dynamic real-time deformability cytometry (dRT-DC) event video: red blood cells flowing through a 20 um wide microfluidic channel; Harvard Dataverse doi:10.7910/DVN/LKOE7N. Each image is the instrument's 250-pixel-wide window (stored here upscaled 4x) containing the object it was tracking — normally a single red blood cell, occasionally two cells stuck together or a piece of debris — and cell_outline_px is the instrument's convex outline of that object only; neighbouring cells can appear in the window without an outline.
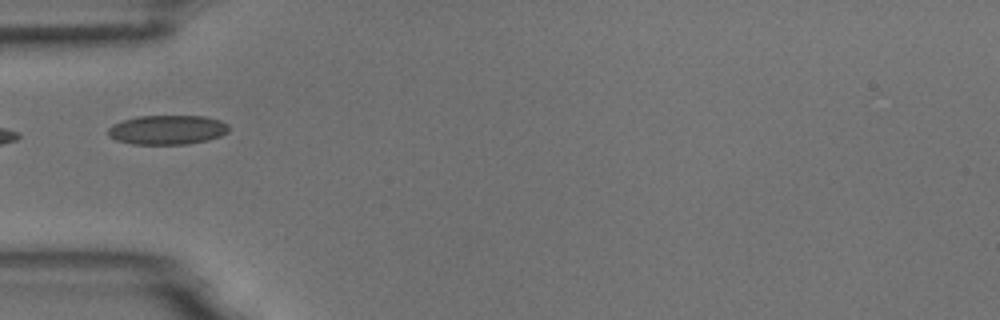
{"species": "common noctule bat (a hibernating species)", "species_latin": "Nyctalus noctula", "temperature_condition": "room temperature", "stored_images_in_passage": 10, "camera_frame_rate_fps": 3000, "um_per_image_px": 0.085, "animal": {"sex": "male", "body_mass_g": 18.8}, "frame": {"image": 1, "passage_image": 5, "time_ms": 1.333, "image_size_px": [1000, 320], "cell_outline_px": [[228, 132], [220, 136], [208, 140], [188, 144], [132, 144], [116, 140], [108, 136], [108, 128], [112, 124], [136, 116], [204, 116], [220, 120], [228, 124]], "centroid_in_image_um": [14.21, 11.03], "position_along_channel_um": 70.8, "area_um2": 20.75}}
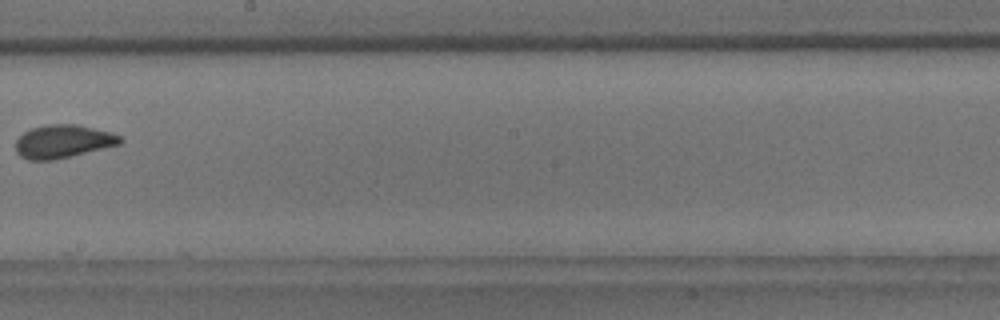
{"frame": {"image": 2, "passage_image": 9, "time_ms": 2.667, "image_size_px": [1000, 320], "cell_outline_px": [[124, 140], [120, 144], [72, 156], [52, 160], [28, 160], [20, 156], [16, 152], [16, 140], [24, 132], [32, 128], [44, 124], [76, 124], [108, 132], [120, 136]], "centroid_in_image_um": [5.33, 12.02], "position_along_channel_um": 242.9, "area_um2": 20.11}}